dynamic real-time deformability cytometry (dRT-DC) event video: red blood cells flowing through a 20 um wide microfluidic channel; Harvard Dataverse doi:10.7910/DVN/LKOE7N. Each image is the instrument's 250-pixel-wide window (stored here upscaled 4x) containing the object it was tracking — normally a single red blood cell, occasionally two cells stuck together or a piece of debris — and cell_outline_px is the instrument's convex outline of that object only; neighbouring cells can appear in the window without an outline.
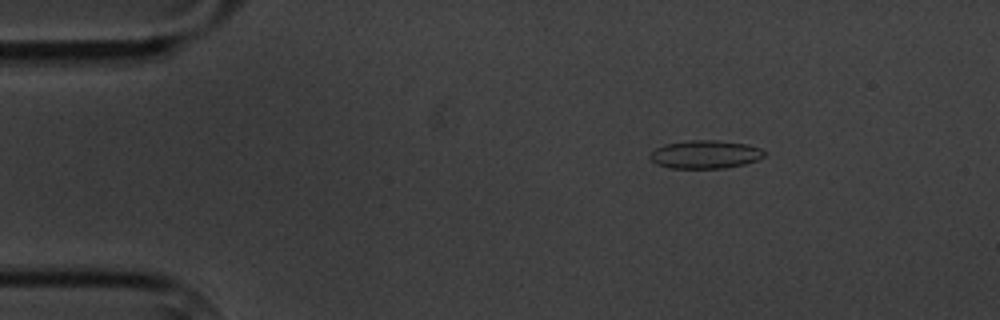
{"species": "common noctule bat (a hibernating species)", "species_latin": "Nyctalus noctula", "temperature_condition": "cold", "stored_images_in_passage": 8, "camera_frame_rate_fps": 3000, "um_per_image_px": 0.085, "animal": {"sex": "male", "body_mass_g": 20.1, "forearm_length_mm": 53.5}, "frame": {"image": 1, "passage_image": 3, "time_ms": 2.333, "image_size_px": [1000, 320], "cell_outline_px": [[768, 152], [764, 156], [756, 160], [744, 164], [724, 168], [668, 168], [656, 164], [648, 156], [656, 148], [664, 144], [688, 140], [716, 140], [748, 144], [760, 148]], "centroid_in_image_um": [59.95, 13.12], "position_along_channel_um": 25.1, "area_um2": 18.9}}
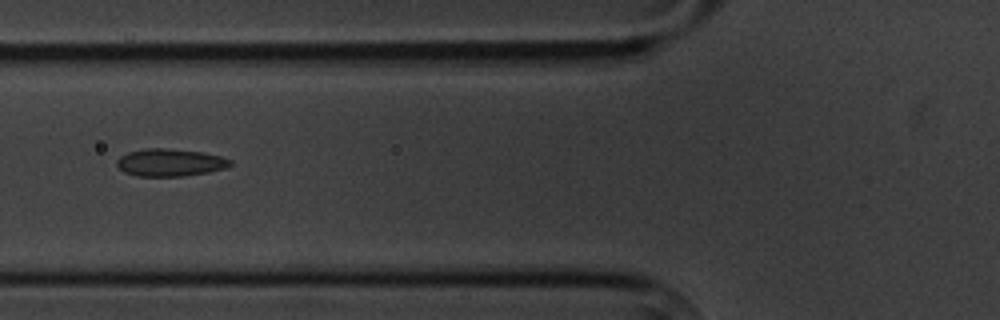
{"frame": {"image": 2, "passage_image": 7, "time_ms": 6.667, "image_size_px": [1000, 320], "cell_outline_px": [[232, 164], [228, 168], [208, 172], [184, 176], [136, 176], [124, 172], [116, 164], [116, 160], [120, 156], [128, 152], [144, 148], [164, 148], [200, 152], [220, 156], [232, 160]], "centroid_in_image_um": [14.45, 13.82], "position_along_channel_um": 111.4, "area_um2": 18.21}}
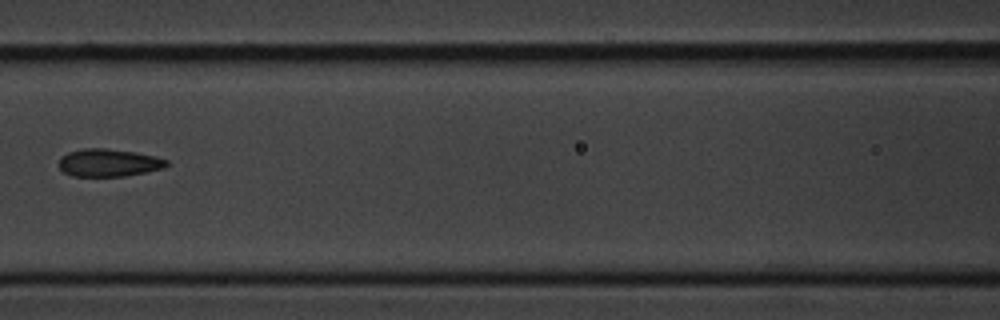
{"frame": {"image": 3, "passage_image": 8, "time_ms": 8.0, "image_size_px": [1000, 320], "cell_outline_px": [[168, 164], [164, 168], [124, 176], [72, 176], [64, 172], [60, 168], [60, 156], [68, 152], [84, 148], [104, 148], [136, 152], [156, 156], [168, 160]], "centroid_in_image_um": [9.24, 13.82], "position_along_channel_um": 157.4, "area_um2": 17.34}}